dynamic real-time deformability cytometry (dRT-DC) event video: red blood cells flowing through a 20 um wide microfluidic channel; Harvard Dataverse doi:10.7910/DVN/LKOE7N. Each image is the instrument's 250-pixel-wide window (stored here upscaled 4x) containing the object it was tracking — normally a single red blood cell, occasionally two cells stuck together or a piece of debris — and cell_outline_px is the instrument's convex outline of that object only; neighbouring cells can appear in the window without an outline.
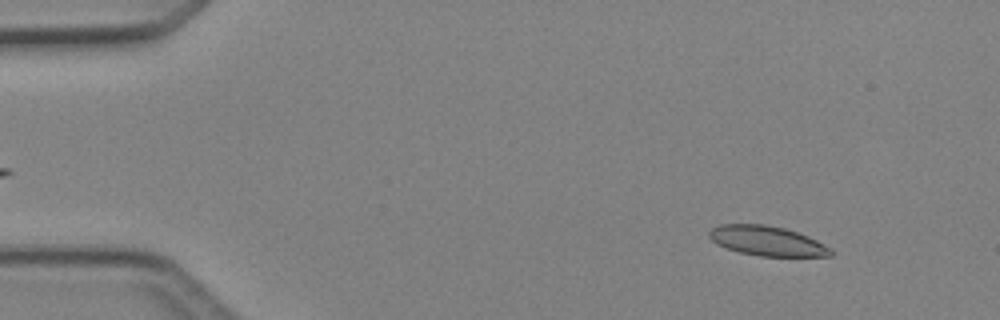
{"species": "Egyptian fruit bat (a non-hibernating species)", "species_latin": "Rousettus aegyptiacus", "temperature_condition": "cold", "stored_images_in_passage": 47, "camera_frame_rate_fps": 3000, "um_per_image_px": 0.085, "animal": {"sex": "female"}, "frame": {"image": 1, "passage_image": 4, "time_ms": 1.0, "image_size_px": [1000, 320], "cell_outline_px": [[832, 256], [760, 256], [740, 252], [716, 244], [708, 236], [708, 232], [712, 228], [720, 224], [764, 224], [784, 228], [808, 236], [832, 248]], "centroid_in_image_um": [65.2, 20.47], "position_along_channel_um": 19.8, "area_um2": 20.98}}
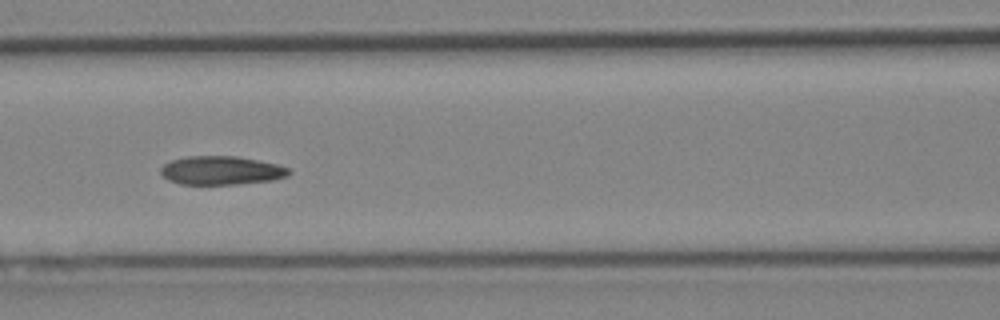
{"frame": {"image": 2, "passage_image": 20, "time_ms": 6.333, "image_size_px": [1000, 320], "cell_outline_px": [[292, 172], [288, 176], [272, 180], [236, 184], [180, 184], [168, 180], [160, 172], [160, 168], [164, 164], [172, 160], [188, 156], [236, 156], [276, 164], [288, 168]], "centroid_in_image_um": [18.8, 14.49], "position_along_channel_um": 147.8, "area_um2": 21.27}}
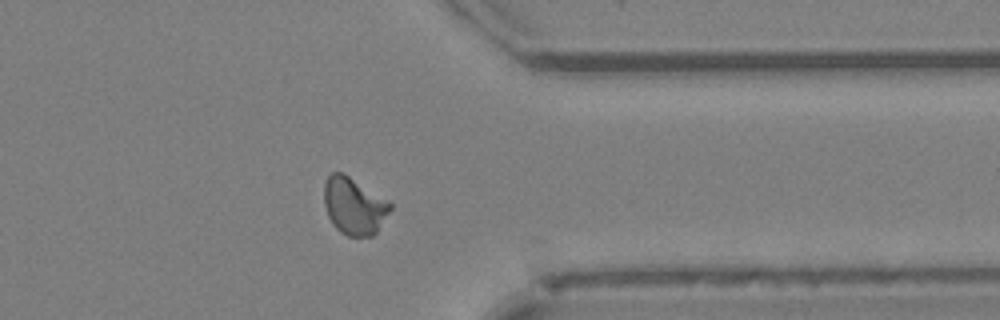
{"frame": {"image": 3, "passage_image": 37, "time_ms": 12.0, "image_size_px": [1000, 320], "cell_outline_px": [[392, 208], [376, 232], [372, 236], [348, 236], [340, 232], [332, 224], [328, 216], [324, 204], [324, 184], [328, 176], [332, 172], [344, 172], [388, 200], [392, 204]], "centroid_in_image_um": [30.08, 17.49], "position_along_channel_um": 381.3, "area_um2": 22.14}, "authors_computed_cell_mechanics": {"area_um2": 21.5594, "velocity_mm_per_s": 4.2373, "shape_relaxation_time_tau1_ms": null, "shape_relaxation_time_tau2_ms": 2.3988, "deformation_change_tau1": null, "deformation_change_tau2": 0.0778}}